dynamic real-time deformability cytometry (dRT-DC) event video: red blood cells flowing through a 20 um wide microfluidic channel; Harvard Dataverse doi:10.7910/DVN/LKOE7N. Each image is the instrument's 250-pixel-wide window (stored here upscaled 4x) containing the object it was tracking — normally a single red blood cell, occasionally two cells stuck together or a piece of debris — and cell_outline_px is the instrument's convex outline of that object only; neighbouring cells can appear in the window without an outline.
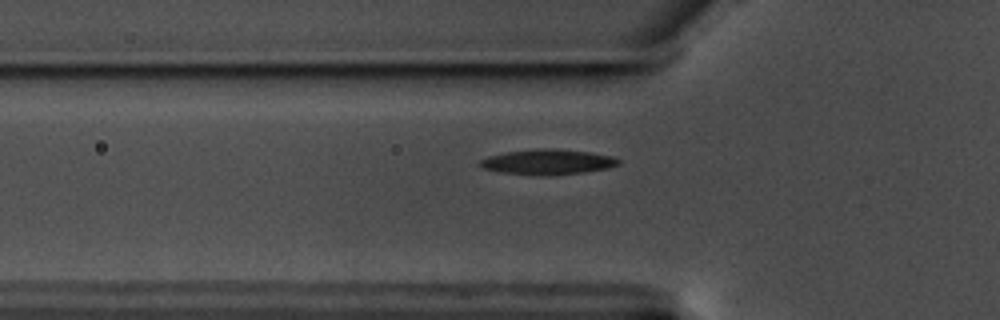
{"species": "common noctule bat (a hibernating species)", "species_latin": "Nyctalus noctula", "temperature_condition": "warm", "stored_images_in_passage": 43, "camera_frame_rate_fps": 3000, "um_per_image_px": 0.085, "animal": {"sex": "male", "body_mass_g": 17.5, "forearm_length_mm": 52.3}, "frame": {"image": 1, "passage_image": 9, "time_ms": 2.667, "image_size_px": [1000, 320], "cell_outline_px": [[620, 164], [608, 168], [584, 172], [544, 176], [540, 176], [500, 172], [484, 168], [476, 164], [480, 160], [488, 156], [508, 152], [540, 148], [552, 148], [588, 152], [612, 156], [620, 160]], "centroid_in_image_um": [46.54, 13.77], "position_along_channel_um": 79.3, "area_um2": 20.35}}
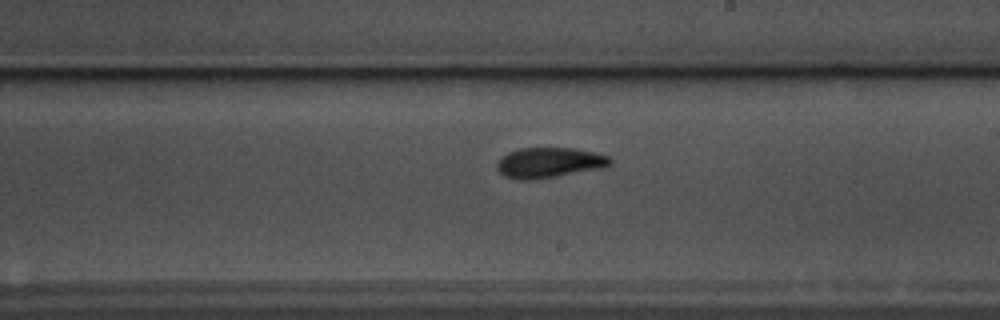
{"frame": {"image": 2, "passage_image": 23, "time_ms": 7.333, "image_size_px": [1000, 320], "cell_outline_px": [[612, 164], [608, 168], [556, 176], [528, 180], [516, 180], [504, 176], [496, 168], [496, 164], [508, 152], [520, 148], [572, 148], [592, 152], [608, 156], [612, 160]], "centroid_in_image_um": [46.72, 13.84], "position_along_channel_um": 242.3, "area_um2": 20.06}}
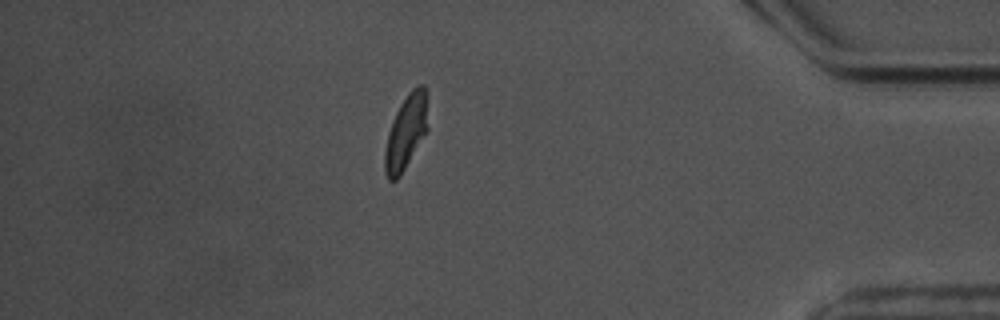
{"frame": {"image": 3, "passage_image": 40, "time_ms": 13.0, "image_size_px": [1000, 320], "cell_outline_px": [[428, 128], [400, 176], [396, 180], [388, 180], [384, 172], [384, 152], [388, 132], [392, 120], [400, 104], [408, 92], [412, 88], [420, 84], [424, 84]], "centroid_in_image_um": [34.47, 11.24], "position_along_channel_um": 400.7, "area_um2": 18.44}}